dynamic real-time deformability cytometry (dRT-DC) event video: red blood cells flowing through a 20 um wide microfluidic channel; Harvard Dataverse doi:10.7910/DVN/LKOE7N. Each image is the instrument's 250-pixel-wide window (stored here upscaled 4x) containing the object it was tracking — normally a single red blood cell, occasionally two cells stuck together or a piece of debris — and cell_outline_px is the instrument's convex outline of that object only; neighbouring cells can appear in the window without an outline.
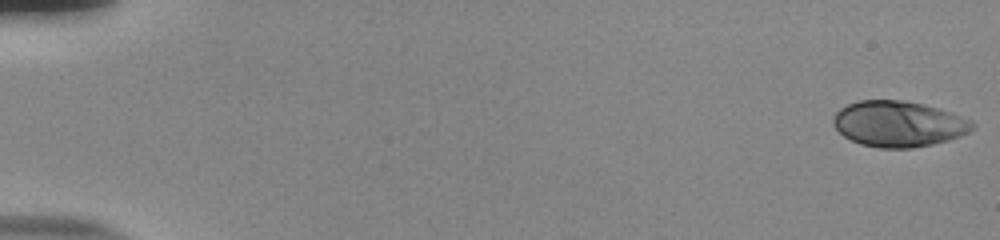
{"species": "human", "species_latin": "Homo sapiens", "temperature_condition": "room temperature", "stored_images_in_passage": 55, "camera_frame_rate_fps": 3000, "um_per_image_px": 0.085, "donor": {"sex": "male"}, "frame": {"image": 1, "passage_image": 1, "time_ms": 0.0, "image_size_px": [1000, 240], "cell_outline_px": [[976, 128], [960, 136], [948, 140], [932, 144], [912, 148], [880, 148], [860, 144], [844, 136], [832, 124], [832, 116], [840, 108], [848, 104], [860, 100], [904, 100], [924, 104], [952, 112], [972, 120], [976, 124]], "centroid_in_image_um": [76.39, 10.52], "position_along_channel_um": 8.6, "area_um2": 37.4}}
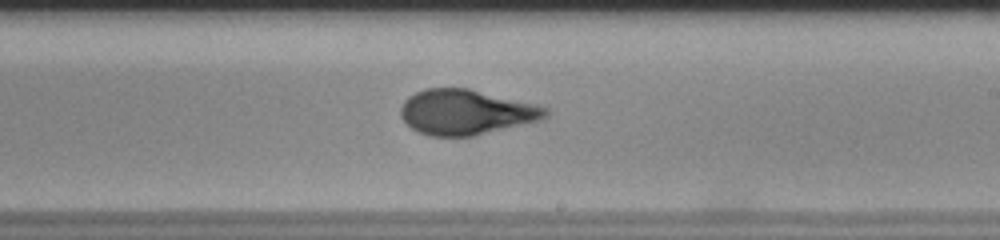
{"frame": {"image": 2, "passage_image": 34, "time_ms": 11.0, "image_size_px": [1000, 240], "cell_outline_px": [[548, 116], [544, 120], [472, 136], [428, 136], [412, 128], [400, 116], [400, 108], [404, 100], [408, 96], [424, 88], [468, 88], [536, 104], [548, 108]], "centroid_in_image_um": [39.63, 9.53], "position_along_channel_um": 249.4, "area_um2": 38.26}}
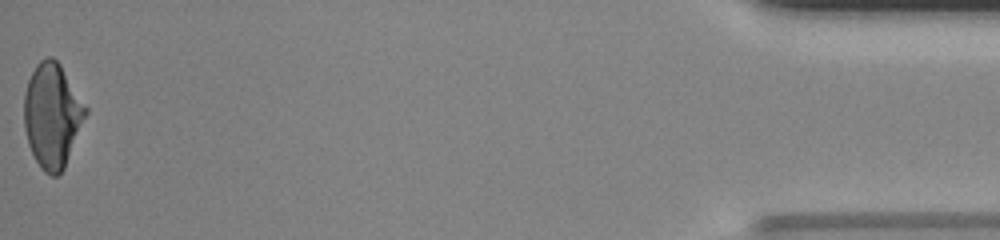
{"frame": {"image": 3, "passage_image": 55, "time_ms": 18.0, "image_size_px": [1000, 240], "cell_outline_px": [[88, 112], [64, 168], [56, 176], [52, 176], [44, 172], [40, 168], [28, 144], [24, 128], [24, 92], [28, 80], [36, 64], [40, 60], [48, 56], [52, 56], [60, 64], [88, 108]], "centroid_in_image_um": [4.43, 9.8], "position_along_channel_um": 430.8, "area_um2": 37.45}, "authors_computed_cell_mechanics": {"area_um2": 37.3966, "velocity_mm_per_s": 3.8185, "shape_relaxation_time_tau1_ms": 7.5726, "shape_relaxation_time_tau2_ms": null, "deformation_change_tau1": 0.2445, "deformation_change_tau2": null}}